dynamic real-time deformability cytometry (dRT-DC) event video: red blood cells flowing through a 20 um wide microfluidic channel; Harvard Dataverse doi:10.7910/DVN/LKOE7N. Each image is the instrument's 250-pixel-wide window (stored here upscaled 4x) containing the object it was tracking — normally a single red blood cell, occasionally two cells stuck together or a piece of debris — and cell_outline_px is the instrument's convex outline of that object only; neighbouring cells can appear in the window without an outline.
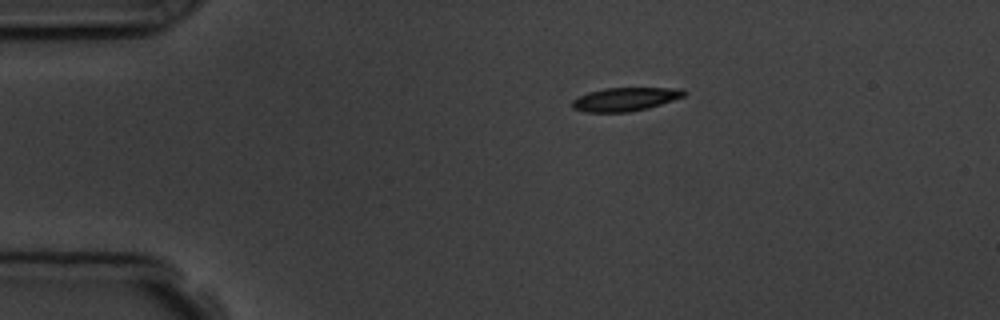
{"species": "common noctule bat (a hibernating species)", "species_latin": "Nyctalus noctula", "temperature_condition": "room temperature", "stored_images_in_passage": 4, "camera_frame_rate_fps": 3000, "um_per_image_px": 0.085, "animal": {"sex": "male", "body_mass_g": 19.5, "forearm_length_mm": 54.6}, "frame": {"image": 1, "passage_image": 1, "time_ms": 0.0, "image_size_px": [1000, 320], "cell_outline_px": [[688, 92], [684, 96], [648, 108], [628, 112], [584, 112], [572, 108], [572, 100], [588, 92], [604, 88], [684, 88]], "centroid_in_image_um": [53.14, 8.43], "position_along_channel_um": 31.9, "area_um2": 15.32}}
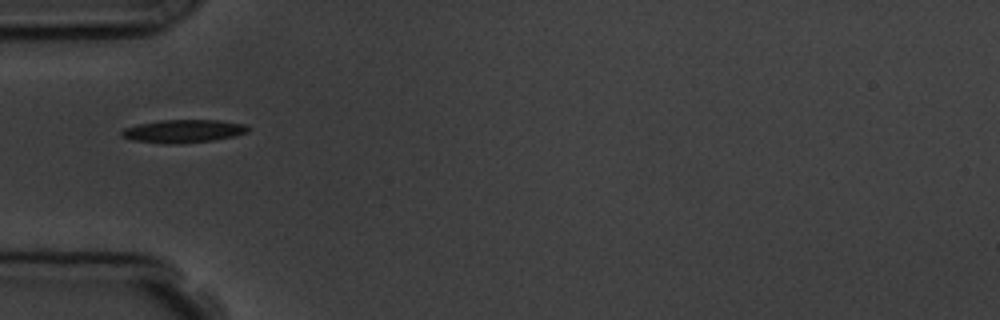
{"frame": {"image": 2, "passage_image": 3, "time_ms": 2.333, "image_size_px": [1000, 320], "cell_outline_px": [[252, 128], [248, 132], [236, 136], [212, 140], [176, 144], [164, 144], [132, 140], [120, 136], [120, 132], [124, 128], [140, 124], [160, 120], [220, 120], [248, 124]], "centroid_in_image_um": [15.63, 11.14], "position_along_channel_um": 69.4, "area_um2": 17.22}}